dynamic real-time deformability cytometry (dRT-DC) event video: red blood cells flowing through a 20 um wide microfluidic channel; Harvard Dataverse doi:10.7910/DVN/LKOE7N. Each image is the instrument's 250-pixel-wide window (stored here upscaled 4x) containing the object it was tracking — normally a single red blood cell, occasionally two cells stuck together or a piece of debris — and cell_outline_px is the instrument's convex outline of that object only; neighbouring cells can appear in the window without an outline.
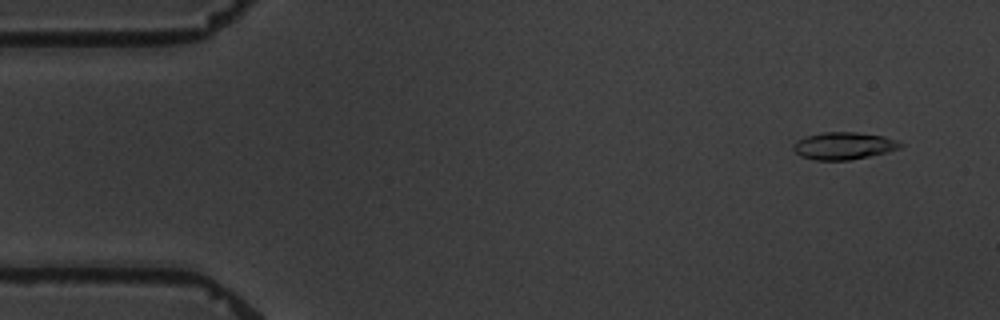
{"species": "common noctule bat (a hibernating species)", "species_latin": "Nyctalus noctula", "temperature_condition": "warm", "stored_images_in_passage": 4, "camera_frame_rate_fps": 3000, "um_per_image_px": 0.085, "animal": {"sex": "male", "body_mass_g": 19.5, "forearm_length_mm": 54.6}, "frame": {"image": 1, "passage_image": 1, "time_ms": 0.0, "image_size_px": [1000, 320], "cell_outline_px": [[904, 144], [900, 148], [868, 156], [848, 160], [816, 160], [800, 156], [792, 148], [792, 144], [796, 140], [808, 136], [824, 132], [856, 132], [884, 136], [896, 140]], "centroid_in_image_um": [71.69, 12.39], "position_along_channel_um": 13.3, "area_um2": 16.88}}
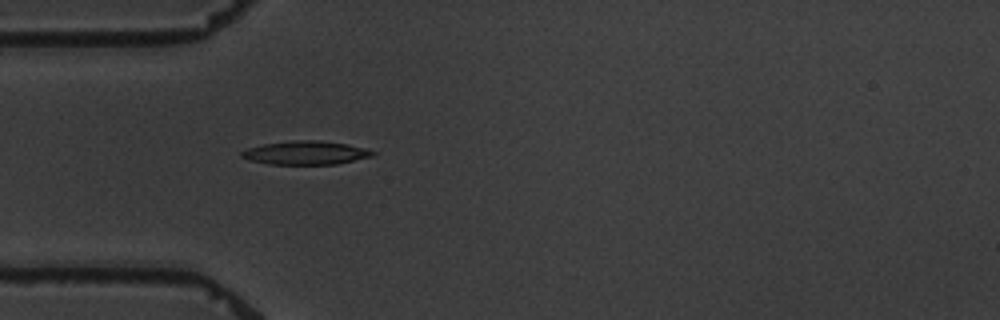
{"frame": {"image": 2, "passage_image": 4, "time_ms": 4.333, "image_size_px": [1000, 320], "cell_outline_px": [[376, 152], [372, 156], [336, 164], [268, 164], [248, 160], [240, 156], [240, 152], [248, 148], [264, 144], [292, 140], [320, 140], [348, 144], [364, 148]], "centroid_in_image_um": [25.95, 12.98], "position_along_channel_um": 59.0, "area_um2": 17.98}}